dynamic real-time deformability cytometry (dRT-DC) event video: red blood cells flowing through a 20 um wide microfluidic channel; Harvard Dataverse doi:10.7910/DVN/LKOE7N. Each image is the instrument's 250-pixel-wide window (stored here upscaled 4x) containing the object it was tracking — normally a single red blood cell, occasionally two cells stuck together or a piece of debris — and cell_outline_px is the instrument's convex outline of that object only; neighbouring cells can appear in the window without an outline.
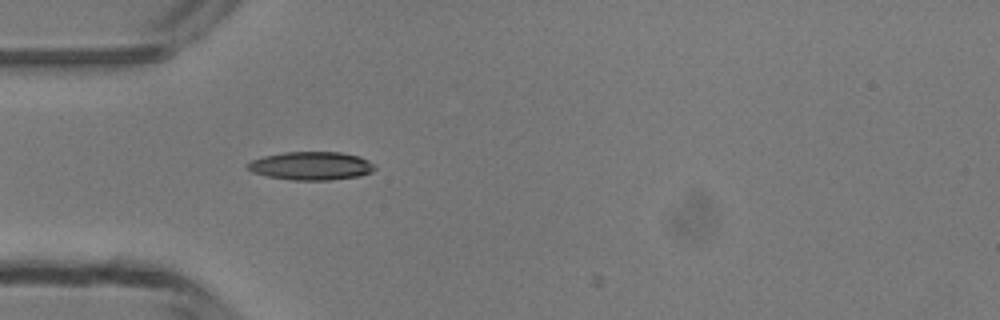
{"species": "common noctule bat (a hibernating species)", "species_latin": "Nyctalus noctula", "temperature_condition": "room temperature", "stored_images_in_passage": 2, "camera_frame_rate_fps": 3000, "um_per_image_px": 0.085, "animal": {"sex": "male", "body_mass_g": 13.3}, "frame": {"image": 1, "passage_image": 1, "time_ms": 0.0, "image_size_px": [1000, 320], "cell_outline_px": [[376, 168], [372, 172], [360, 176], [328, 180], [292, 180], [268, 176], [252, 172], [248, 168], [248, 164], [252, 160], [264, 156], [284, 152], [340, 152], [360, 156], [376, 164]], "centroid_in_image_um": [26.51, 14.09], "position_along_channel_um": 58.5, "area_um2": 20.98}}